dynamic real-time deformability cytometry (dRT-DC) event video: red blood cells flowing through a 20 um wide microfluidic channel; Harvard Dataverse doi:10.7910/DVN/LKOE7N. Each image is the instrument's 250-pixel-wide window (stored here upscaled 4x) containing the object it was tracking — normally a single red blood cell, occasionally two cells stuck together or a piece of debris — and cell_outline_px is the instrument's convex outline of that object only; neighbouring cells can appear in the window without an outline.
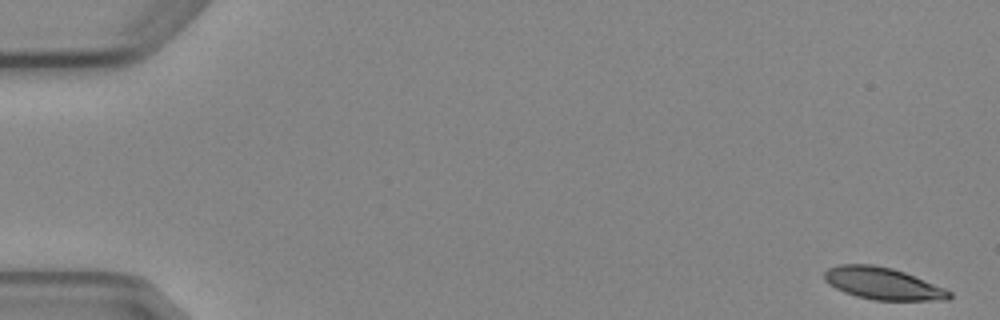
{"species": "Egyptian fruit bat (a non-hibernating species)", "species_latin": "Rousettus aegyptiacus", "temperature_condition": "cold", "stored_images_in_passage": 6, "camera_frame_rate_fps": 3000, "um_per_image_px": 0.085, "animal": {"sex": "female"}, "frame": {"image": 1, "passage_image": 1, "time_ms": 0.0, "image_size_px": [1000, 320], "cell_outline_px": [[952, 296], [948, 300], [872, 300], [856, 296], [844, 292], [828, 284], [824, 280], [824, 272], [828, 268], [840, 264], [872, 264], [892, 268], [904, 272], [944, 288], [952, 292]], "centroid_in_image_um": [75.01, 24.1], "position_along_channel_um": 10.0, "area_um2": 23.29}}
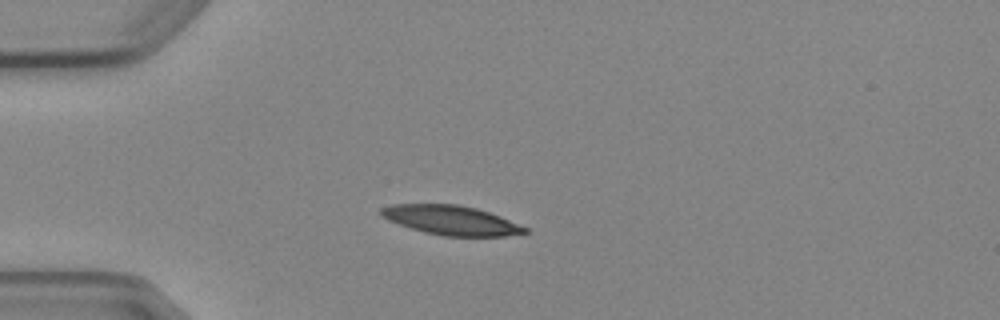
{"frame": {"image": 2, "passage_image": 4, "time_ms": 4.333, "image_size_px": [1000, 320], "cell_outline_px": [[528, 232], [504, 236], [444, 236], [424, 232], [388, 220], [380, 212], [380, 208], [392, 204], [456, 204], [476, 208], [500, 216], [528, 228]], "centroid_in_image_um": [38.36, 18.71], "position_along_channel_um": 46.6, "area_um2": 24.33}}
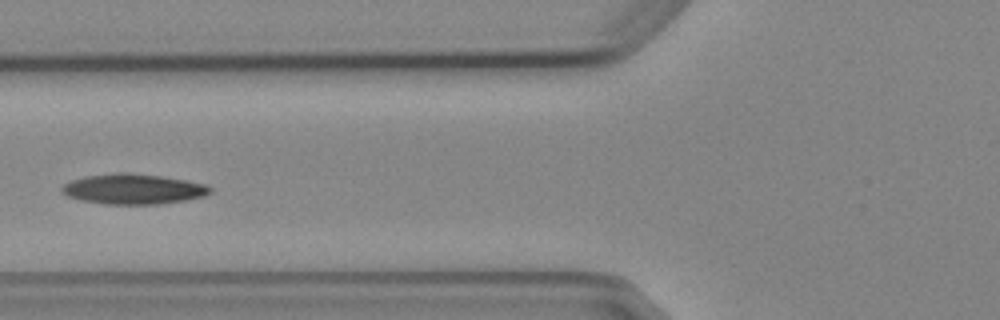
{"frame": {"image": 3, "passage_image": 6, "time_ms": 6.667, "image_size_px": [1000, 320], "cell_outline_px": [[212, 192], [204, 196], [184, 200], [156, 204], [104, 204], [80, 200], [68, 196], [60, 192], [60, 188], [64, 184], [72, 180], [88, 176], [116, 172], [128, 172], [160, 176], [184, 180], [204, 184], [212, 188]], "centroid_in_image_um": [11.29, 16.07], "position_along_channel_um": 114.5, "area_um2": 26.01}}